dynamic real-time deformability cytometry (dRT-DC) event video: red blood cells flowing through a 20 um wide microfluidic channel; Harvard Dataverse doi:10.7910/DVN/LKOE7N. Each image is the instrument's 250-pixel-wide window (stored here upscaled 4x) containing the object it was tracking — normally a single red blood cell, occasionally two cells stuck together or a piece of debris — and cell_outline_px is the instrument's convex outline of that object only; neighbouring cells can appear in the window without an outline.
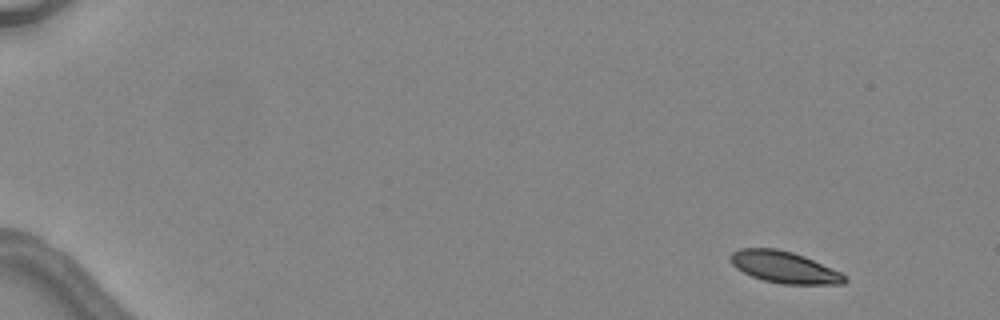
{"species": "common noctule bat (a hibernating species)", "species_latin": "Nyctalus noctula", "temperature_condition": "warm", "stored_images_in_passage": 5, "camera_frame_rate_fps": 3000, "um_per_image_px": 0.085, "animal": {"sex": "female", "body_mass_g": 24.6, "forearm_length_mm": 56.2}, "frame": {"image": 1, "passage_image": 1, "time_ms": 0.0, "image_size_px": [1000, 320], "cell_outline_px": [[848, 280], [844, 284], [780, 284], [764, 280], [752, 276], [736, 268], [728, 260], [728, 256], [732, 252], [740, 248], [776, 248], [792, 252], [804, 256], [840, 272]], "centroid_in_image_um": [66.62, 22.7], "position_along_channel_um": 18.4, "area_um2": 21.04}}